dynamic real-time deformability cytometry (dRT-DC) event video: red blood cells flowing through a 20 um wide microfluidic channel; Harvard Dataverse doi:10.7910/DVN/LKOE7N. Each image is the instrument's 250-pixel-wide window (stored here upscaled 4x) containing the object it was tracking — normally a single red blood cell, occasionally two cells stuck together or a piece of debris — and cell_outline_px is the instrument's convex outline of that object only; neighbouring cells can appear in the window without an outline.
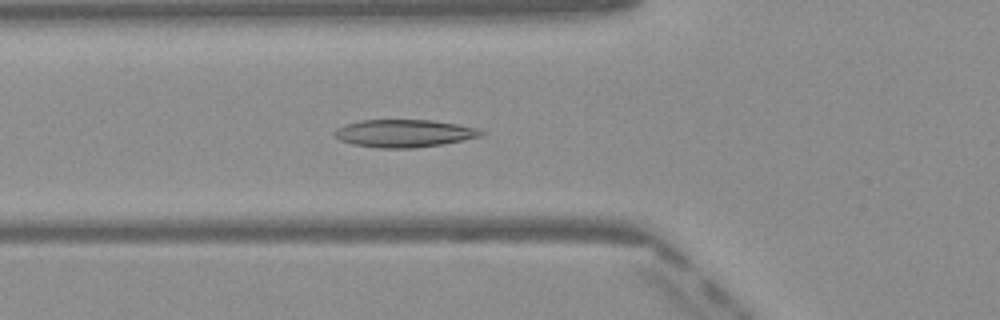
{"species": "Egyptian fruit bat (a non-hibernating species)", "species_latin": "Rousettus aegyptiacus", "temperature_condition": "warm", "stored_images_in_passage": 38, "camera_frame_rate_fps": 3000, "um_per_image_px": 0.085, "frame": {"image": 1, "passage_image": 9, "time_ms": 2.667, "image_size_px": [1000, 320], "cell_outline_px": [[488, 132], [480, 136], [440, 144], [412, 148], [380, 148], [352, 144], [340, 140], [332, 132], [336, 128], [344, 124], [360, 120], [432, 120], [460, 124], [476, 128]], "centroid_in_image_um": [34.32, 11.32], "position_along_channel_um": 91.5, "area_um2": 23.58}}
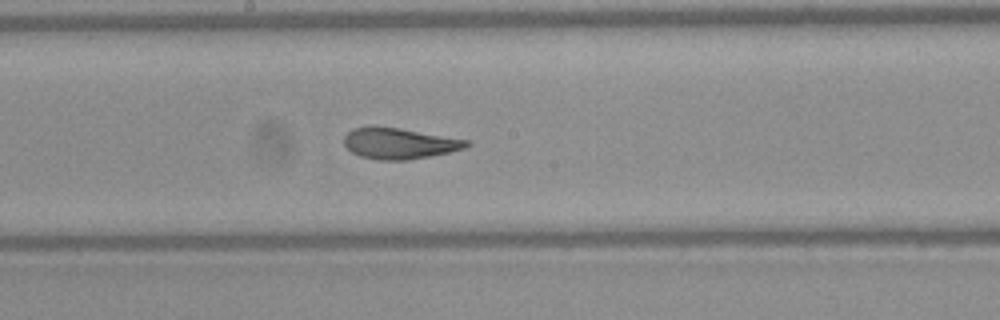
{"frame": {"image": 2, "passage_image": 18, "time_ms": 5.667, "image_size_px": [1000, 320], "cell_outline_px": [[472, 144], [464, 148], [448, 152], [408, 160], [380, 160], [360, 156], [352, 152], [344, 144], [344, 136], [352, 128], [372, 124], [400, 128], [468, 140]], "centroid_in_image_um": [33.89, 12.16], "position_along_channel_um": 214.3, "area_um2": 22.25}}
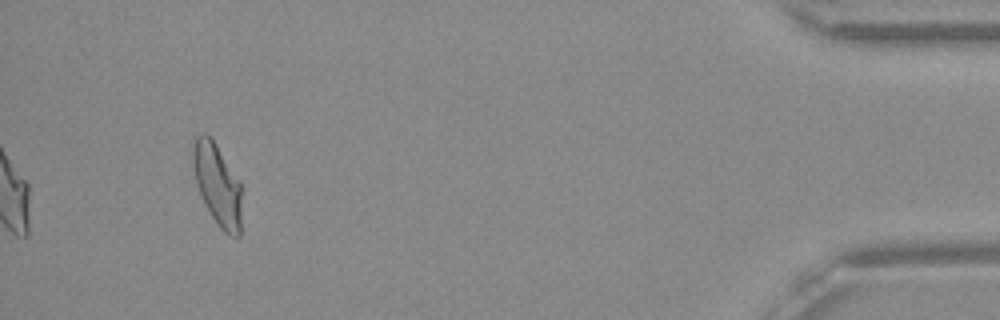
{"frame": {"image": 3, "passage_image": 38, "time_ms": 12.333, "image_size_px": [1000, 320], "cell_outline_px": [[244, 188], [240, 236], [228, 236], [220, 228], [204, 204], [196, 184], [192, 160], [192, 140], [196, 136], [204, 132], [212, 140]], "centroid_in_image_um": [18.51, 15.74], "position_along_channel_um": 416.7, "area_um2": 23.64}, "authors_computed_cell_mechanics": {"area_um2": 23.0333, "velocity_mm_per_s": 4.0735, "shape_relaxation_time_tau1_ms": 8.0973, "shape_relaxation_time_tau2_ms": 1.3499, "deformation_change_tau1": 0.2445, "deformation_change_tau2": 0.0849}}